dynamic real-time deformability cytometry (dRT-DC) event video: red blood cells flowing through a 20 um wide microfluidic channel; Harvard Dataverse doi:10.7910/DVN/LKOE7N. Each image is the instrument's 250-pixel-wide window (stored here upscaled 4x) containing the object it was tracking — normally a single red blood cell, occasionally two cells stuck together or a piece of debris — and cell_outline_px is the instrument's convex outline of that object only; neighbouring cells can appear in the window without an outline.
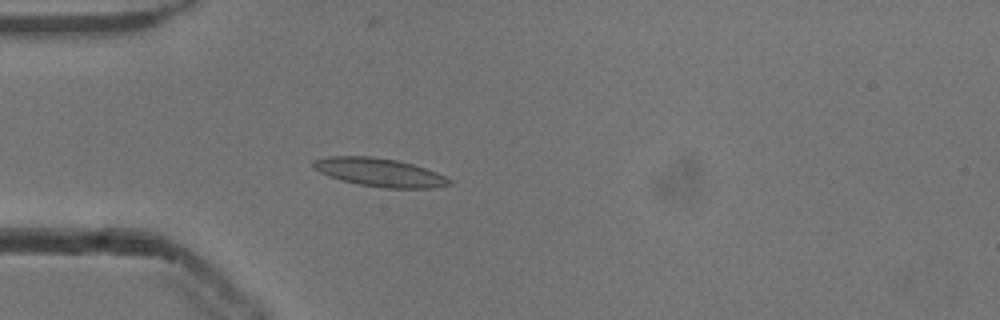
{"species": "common noctule bat (a hibernating species)", "species_latin": "Nyctalus noctula", "temperature_condition": "cold", "stored_images_in_passage": 53, "camera_frame_rate_fps": 3000, "um_per_image_px": 0.085, "animal": {"sex": "male", "body_mass_g": 13.3}, "frame": {"image": 1, "passage_image": 15, "time_ms": 4.667, "image_size_px": [1000, 320], "cell_outline_px": [[452, 184], [432, 188], [384, 188], [360, 184], [328, 176], [312, 168], [312, 160], [328, 156], [372, 156], [396, 160], [412, 164], [436, 172], [452, 180]], "centroid_in_image_um": [32.24, 14.64], "position_along_channel_um": 52.8, "area_um2": 22.37}}
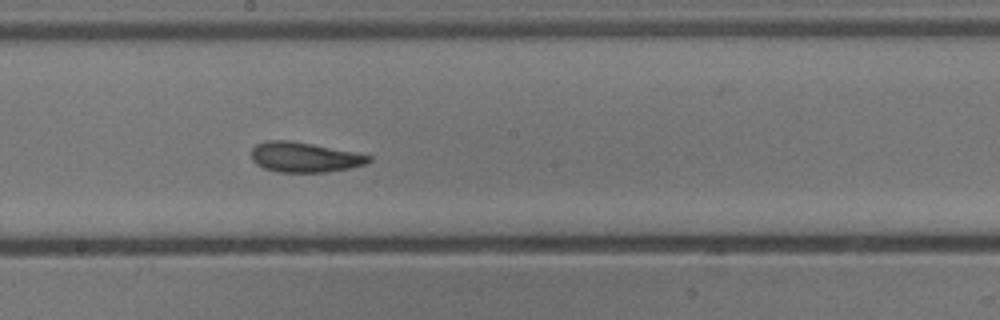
{"frame": {"image": 2, "passage_image": 29, "time_ms": 9.333, "image_size_px": [1000, 320], "cell_outline_px": [[372, 160], [364, 164], [348, 168], [328, 172], [276, 172], [264, 168], [256, 164], [252, 160], [252, 148], [256, 144], [268, 140], [288, 140], [312, 144], [372, 156]], "centroid_in_image_um": [25.84, 13.37], "position_along_channel_um": 222.4, "area_um2": 20.35}}
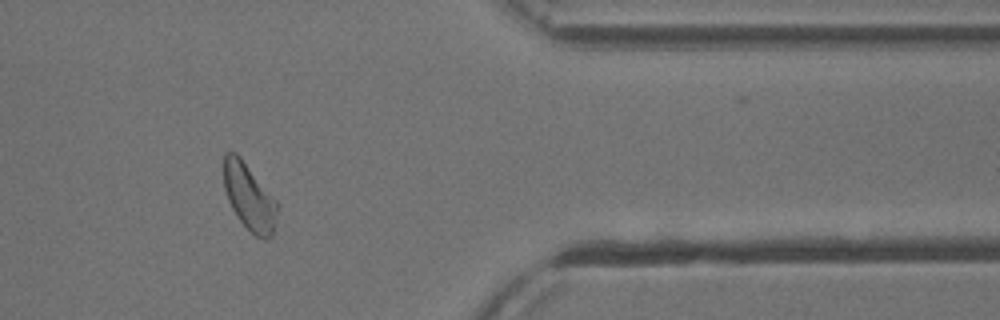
{"frame": {"image": 3, "passage_image": 44, "time_ms": 14.333, "image_size_px": [1000, 320], "cell_outline_px": [[276, 212], [272, 236], [268, 240], [264, 240], [256, 236], [236, 216], [228, 200], [224, 188], [224, 152], [236, 152], [240, 156], [276, 200]], "centroid_in_image_um": [21.16, 16.73], "position_along_channel_um": 390.2, "area_um2": 20.4}, "authors_computed_cell_mechanics": {"area_um2": 20.9814, "velocity_mm_per_s": 3.817, "shape_relaxation_time_tau1_ms": 5.6138, "shape_relaxation_time_tau2_ms": 2.055, "deformation_change_tau1": 0.1246, "deformation_change_tau2": 0.0719}}